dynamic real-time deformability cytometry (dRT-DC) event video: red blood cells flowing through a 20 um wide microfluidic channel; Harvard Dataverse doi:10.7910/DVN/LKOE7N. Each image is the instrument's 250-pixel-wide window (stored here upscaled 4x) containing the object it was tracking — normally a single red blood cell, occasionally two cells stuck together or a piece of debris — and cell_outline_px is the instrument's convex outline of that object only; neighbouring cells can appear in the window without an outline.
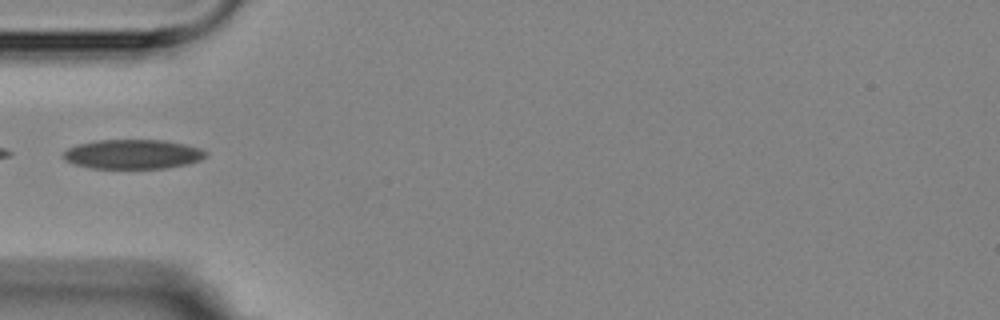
{"species": "Egyptian fruit bat (a non-hibernating species)", "species_latin": "Rousettus aegyptiacus", "temperature_condition": "room temperature", "stored_images_in_passage": 4, "camera_frame_rate_fps": 3000, "um_per_image_px": 0.085, "animal": {"sex": "female"}, "frame": {"image": 1, "passage_image": 4, "time_ms": 3.333, "image_size_px": [1000, 320], "cell_outline_px": [[208, 156], [200, 160], [184, 164], [164, 168], [88, 168], [72, 164], [64, 160], [60, 156], [68, 148], [80, 144], [100, 140], [164, 140], [184, 144], [200, 148], [208, 152]], "centroid_in_image_um": [11.26, 13.11], "position_along_channel_um": 73.7, "area_um2": 24.45}}